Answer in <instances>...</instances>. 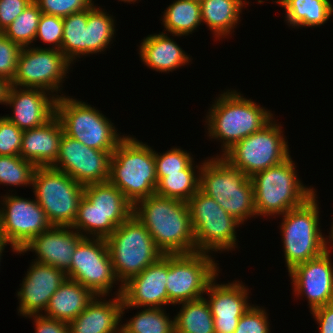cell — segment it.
Masks as SVG:
<instances>
[{
    "instance_id": "1",
    "label": "cell",
    "mask_w": 333,
    "mask_h": 333,
    "mask_svg": "<svg viewBox=\"0 0 333 333\" xmlns=\"http://www.w3.org/2000/svg\"><path fill=\"white\" fill-rule=\"evenodd\" d=\"M133 215L163 254L197 252L187 202L155 194L135 203Z\"/></svg>"
},
{
    "instance_id": "2",
    "label": "cell",
    "mask_w": 333,
    "mask_h": 333,
    "mask_svg": "<svg viewBox=\"0 0 333 333\" xmlns=\"http://www.w3.org/2000/svg\"><path fill=\"white\" fill-rule=\"evenodd\" d=\"M225 91L214 99L205 118L207 136L222 143V154L217 156H222L235 143L261 130L274 118L270 110L244 97L240 91Z\"/></svg>"
},
{
    "instance_id": "3",
    "label": "cell",
    "mask_w": 333,
    "mask_h": 333,
    "mask_svg": "<svg viewBox=\"0 0 333 333\" xmlns=\"http://www.w3.org/2000/svg\"><path fill=\"white\" fill-rule=\"evenodd\" d=\"M108 181L132 205L155 195L158 180L153 148L131 135L125 136L112 153Z\"/></svg>"
},
{
    "instance_id": "4",
    "label": "cell",
    "mask_w": 333,
    "mask_h": 333,
    "mask_svg": "<svg viewBox=\"0 0 333 333\" xmlns=\"http://www.w3.org/2000/svg\"><path fill=\"white\" fill-rule=\"evenodd\" d=\"M209 158L199 170V189L243 225L247 219L257 217L251 177L232 167L222 156Z\"/></svg>"
},
{
    "instance_id": "5",
    "label": "cell",
    "mask_w": 333,
    "mask_h": 333,
    "mask_svg": "<svg viewBox=\"0 0 333 333\" xmlns=\"http://www.w3.org/2000/svg\"><path fill=\"white\" fill-rule=\"evenodd\" d=\"M297 173L290 156L282 163L251 177L257 216L278 217L302 206L314 195V187L304 185Z\"/></svg>"
},
{
    "instance_id": "6",
    "label": "cell",
    "mask_w": 333,
    "mask_h": 333,
    "mask_svg": "<svg viewBox=\"0 0 333 333\" xmlns=\"http://www.w3.org/2000/svg\"><path fill=\"white\" fill-rule=\"evenodd\" d=\"M132 215L133 205L114 184H89L71 227L84 237L106 239Z\"/></svg>"
},
{
    "instance_id": "7",
    "label": "cell",
    "mask_w": 333,
    "mask_h": 333,
    "mask_svg": "<svg viewBox=\"0 0 333 333\" xmlns=\"http://www.w3.org/2000/svg\"><path fill=\"white\" fill-rule=\"evenodd\" d=\"M113 269L121 282L114 295H121L122 285L156 262L164 254L157 248L146 227L132 215L105 239Z\"/></svg>"
},
{
    "instance_id": "8",
    "label": "cell",
    "mask_w": 333,
    "mask_h": 333,
    "mask_svg": "<svg viewBox=\"0 0 333 333\" xmlns=\"http://www.w3.org/2000/svg\"><path fill=\"white\" fill-rule=\"evenodd\" d=\"M317 191L302 206L282 216L280 225L285 264L288 272L296 265L322 255L328 246L320 230Z\"/></svg>"
},
{
    "instance_id": "9",
    "label": "cell",
    "mask_w": 333,
    "mask_h": 333,
    "mask_svg": "<svg viewBox=\"0 0 333 333\" xmlns=\"http://www.w3.org/2000/svg\"><path fill=\"white\" fill-rule=\"evenodd\" d=\"M55 115L65 135L84 145L111 154L126 135H120L117 128L100 110L87 102L62 96L56 99Z\"/></svg>"
},
{
    "instance_id": "10",
    "label": "cell",
    "mask_w": 333,
    "mask_h": 333,
    "mask_svg": "<svg viewBox=\"0 0 333 333\" xmlns=\"http://www.w3.org/2000/svg\"><path fill=\"white\" fill-rule=\"evenodd\" d=\"M196 251L212 253L232 251L237 246L236 228L242 225L213 198L200 189L187 201Z\"/></svg>"
},
{
    "instance_id": "11",
    "label": "cell",
    "mask_w": 333,
    "mask_h": 333,
    "mask_svg": "<svg viewBox=\"0 0 333 333\" xmlns=\"http://www.w3.org/2000/svg\"><path fill=\"white\" fill-rule=\"evenodd\" d=\"M32 189L52 226L71 227L84 196V186L67 173L48 167H36Z\"/></svg>"
},
{
    "instance_id": "12",
    "label": "cell",
    "mask_w": 333,
    "mask_h": 333,
    "mask_svg": "<svg viewBox=\"0 0 333 333\" xmlns=\"http://www.w3.org/2000/svg\"><path fill=\"white\" fill-rule=\"evenodd\" d=\"M276 123L274 117L261 130L235 143L222 157L248 177L282 163L291 151L281 123Z\"/></svg>"
},
{
    "instance_id": "13",
    "label": "cell",
    "mask_w": 333,
    "mask_h": 333,
    "mask_svg": "<svg viewBox=\"0 0 333 333\" xmlns=\"http://www.w3.org/2000/svg\"><path fill=\"white\" fill-rule=\"evenodd\" d=\"M211 256L198 251L168 254L166 290L169 305L174 306L205 296L208 285L220 273L218 263Z\"/></svg>"
},
{
    "instance_id": "14",
    "label": "cell",
    "mask_w": 333,
    "mask_h": 333,
    "mask_svg": "<svg viewBox=\"0 0 333 333\" xmlns=\"http://www.w3.org/2000/svg\"><path fill=\"white\" fill-rule=\"evenodd\" d=\"M71 65L73 64L59 50L41 46L23 47L11 85L43 89L59 98Z\"/></svg>"
},
{
    "instance_id": "15",
    "label": "cell",
    "mask_w": 333,
    "mask_h": 333,
    "mask_svg": "<svg viewBox=\"0 0 333 333\" xmlns=\"http://www.w3.org/2000/svg\"><path fill=\"white\" fill-rule=\"evenodd\" d=\"M0 197V236L10 244L11 251L22 250L34 237L52 227L35 198L10 192Z\"/></svg>"
},
{
    "instance_id": "16",
    "label": "cell",
    "mask_w": 333,
    "mask_h": 333,
    "mask_svg": "<svg viewBox=\"0 0 333 333\" xmlns=\"http://www.w3.org/2000/svg\"><path fill=\"white\" fill-rule=\"evenodd\" d=\"M66 275L96 296H110L113 285L116 287L119 283L103 238L84 237L72 255L71 268Z\"/></svg>"
},
{
    "instance_id": "17",
    "label": "cell",
    "mask_w": 333,
    "mask_h": 333,
    "mask_svg": "<svg viewBox=\"0 0 333 333\" xmlns=\"http://www.w3.org/2000/svg\"><path fill=\"white\" fill-rule=\"evenodd\" d=\"M111 156L108 151L90 148L63 133L59 155L51 167L86 186L108 181Z\"/></svg>"
},
{
    "instance_id": "18",
    "label": "cell",
    "mask_w": 333,
    "mask_h": 333,
    "mask_svg": "<svg viewBox=\"0 0 333 333\" xmlns=\"http://www.w3.org/2000/svg\"><path fill=\"white\" fill-rule=\"evenodd\" d=\"M330 251L328 249L288 272L294 296L306 297L310 311L333 302V263Z\"/></svg>"
},
{
    "instance_id": "19",
    "label": "cell",
    "mask_w": 333,
    "mask_h": 333,
    "mask_svg": "<svg viewBox=\"0 0 333 333\" xmlns=\"http://www.w3.org/2000/svg\"><path fill=\"white\" fill-rule=\"evenodd\" d=\"M167 275L168 254H164L141 273L124 283L121 293L123 301L121 318L124 316L125 309L164 308L165 305H169L166 290Z\"/></svg>"
},
{
    "instance_id": "20",
    "label": "cell",
    "mask_w": 333,
    "mask_h": 333,
    "mask_svg": "<svg viewBox=\"0 0 333 333\" xmlns=\"http://www.w3.org/2000/svg\"><path fill=\"white\" fill-rule=\"evenodd\" d=\"M17 291L18 313L27 317L45 312L52 295L66 280L64 270L33 261Z\"/></svg>"
},
{
    "instance_id": "21",
    "label": "cell",
    "mask_w": 333,
    "mask_h": 333,
    "mask_svg": "<svg viewBox=\"0 0 333 333\" xmlns=\"http://www.w3.org/2000/svg\"><path fill=\"white\" fill-rule=\"evenodd\" d=\"M218 276L208 285L205 299L211 309L215 333H234L240 318L252 305L248 303L249 288L239 280L217 284Z\"/></svg>"
},
{
    "instance_id": "22",
    "label": "cell",
    "mask_w": 333,
    "mask_h": 333,
    "mask_svg": "<svg viewBox=\"0 0 333 333\" xmlns=\"http://www.w3.org/2000/svg\"><path fill=\"white\" fill-rule=\"evenodd\" d=\"M56 99L43 89L11 85L6 106L13 108V113L5 117L22 131L39 127L55 115Z\"/></svg>"
},
{
    "instance_id": "23",
    "label": "cell",
    "mask_w": 333,
    "mask_h": 333,
    "mask_svg": "<svg viewBox=\"0 0 333 333\" xmlns=\"http://www.w3.org/2000/svg\"><path fill=\"white\" fill-rule=\"evenodd\" d=\"M83 238L72 227L52 226L16 253L21 255L28 251L34 252L37 257L33 261L67 272L71 268L72 255Z\"/></svg>"
},
{
    "instance_id": "24",
    "label": "cell",
    "mask_w": 333,
    "mask_h": 333,
    "mask_svg": "<svg viewBox=\"0 0 333 333\" xmlns=\"http://www.w3.org/2000/svg\"><path fill=\"white\" fill-rule=\"evenodd\" d=\"M63 133L62 125L56 115L39 127L24 130L20 156L36 167L52 166L59 155Z\"/></svg>"
},
{
    "instance_id": "25",
    "label": "cell",
    "mask_w": 333,
    "mask_h": 333,
    "mask_svg": "<svg viewBox=\"0 0 333 333\" xmlns=\"http://www.w3.org/2000/svg\"><path fill=\"white\" fill-rule=\"evenodd\" d=\"M95 296L88 306L68 323L69 333H121V295L105 300ZM121 322V323H120Z\"/></svg>"
},
{
    "instance_id": "26",
    "label": "cell",
    "mask_w": 333,
    "mask_h": 333,
    "mask_svg": "<svg viewBox=\"0 0 333 333\" xmlns=\"http://www.w3.org/2000/svg\"><path fill=\"white\" fill-rule=\"evenodd\" d=\"M139 45L141 61L159 73L173 72L192 62L190 55L164 32L147 35Z\"/></svg>"
},
{
    "instance_id": "27",
    "label": "cell",
    "mask_w": 333,
    "mask_h": 333,
    "mask_svg": "<svg viewBox=\"0 0 333 333\" xmlns=\"http://www.w3.org/2000/svg\"><path fill=\"white\" fill-rule=\"evenodd\" d=\"M96 295L80 283L66 279L52 295L44 316L69 323Z\"/></svg>"
},
{
    "instance_id": "28",
    "label": "cell",
    "mask_w": 333,
    "mask_h": 333,
    "mask_svg": "<svg viewBox=\"0 0 333 333\" xmlns=\"http://www.w3.org/2000/svg\"><path fill=\"white\" fill-rule=\"evenodd\" d=\"M247 0H202L200 2L201 21L213 32L219 41L232 35L234 28L240 22V14ZM231 32V33H230Z\"/></svg>"
},
{
    "instance_id": "29",
    "label": "cell",
    "mask_w": 333,
    "mask_h": 333,
    "mask_svg": "<svg viewBox=\"0 0 333 333\" xmlns=\"http://www.w3.org/2000/svg\"><path fill=\"white\" fill-rule=\"evenodd\" d=\"M285 9L286 23L292 28L320 27L333 15L330 0H275Z\"/></svg>"
},
{
    "instance_id": "30",
    "label": "cell",
    "mask_w": 333,
    "mask_h": 333,
    "mask_svg": "<svg viewBox=\"0 0 333 333\" xmlns=\"http://www.w3.org/2000/svg\"><path fill=\"white\" fill-rule=\"evenodd\" d=\"M161 20L164 32L182 37L195 32L201 25L200 2L192 0H174L168 5Z\"/></svg>"
},
{
    "instance_id": "31",
    "label": "cell",
    "mask_w": 333,
    "mask_h": 333,
    "mask_svg": "<svg viewBox=\"0 0 333 333\" xmlns=\"http://www.w3.org/2000/svg\"><path fill=\"white\" fill-rule=\"evenodd\" d=\"M194 165L193 160L180 173H166V176L158 181L155 194L187 202L199 190L200 171L198 170L201 169L202 162Z\"/></svg>"
},
{
    "instance_id": "32",
    "label": "cell",
    "mask_w": 333,
    "mask_h": 333,
    "mask_svg": "<svg viewBox=\"0 0 333 333\" xmlns=\"http://www.w3.org/2000/svg\"><path fill=\"white\" fill-rule=\"evenodd\" d=\"M175 319V333H215L214 320L205 297L181 302Z\"/></svg>"
},
{
    "instance_id": "33",
    "label": "cell",
    "mask_w": 333,
    "mask_h": 333,
    "mask_svg": "<svg viewBox=\"0 0 333 333\" xmlns=\"http://www.w3.org/2000/svg\"><path fill=\"white\" fill-rule=\"evenodd\" d=\"M93 5L88 8L87 55L102 53L109 48L115 37V18L105 9ZM115 23V24H114ZM114 36V37H113Z\"/></svg>"
},
{
    "instance_id": "34",
    "label": "cell",
    "mask_w": 333,
    "mask_h": 333,
    "mask_svg": "<svg viewBox=\"0 0 333 333\" xmlns=\"http://www.w3.org/2000/svg\"><path fill=\"white\" fill-rule=\"evenodd\" d=\"M88 9L63 17L61 52L74 64L81 56H87Z\"/></svg>"
},
{
    "instance_id": "35",
    "label": "cell",
    "mask_w": 333,
    "mask_h": 333,
    "mask_svg": "<svg viewBox=\"0 0 333 333\" xmlns=\"http://www.w3.org/2000/svg\"><path fill=\"white\" fill-rule=\"evenodd\" d=\"M166 312L165 308L143 307L121 324V333H175V319Z\"/></svg>"
},
{
    "instance_id": "36",
    "label": "cell",
    "mask_w": 333,
    "mask_h": 333,
    "mask_svg": "<svg viewBox=\"0 0 333 333\" xmlns=\"http://www.w3.org/2000/svg\"><path fill=\"white\" fill-rule=\"evenodd\" d=\"M41 15L33 1L2 33L22 48L33 46Z\"/></svg>"
},
{
    "instance_id": "37",
    "label": "cell",
    "mask_w": 333,
    "mask_h": 333,
    "mask_svg": "<svg viewBox=\"0 0 333 333\" xmlns=\"http://www.w3.org/2000/svg\"><path fill=\"white\" fill-rule=\"evenodd\" d=\"M36 166L18 156H0V184L32 187Z\"/></svg>"
},
{
    "instance_id": "38",
    "label": "cell",
    "mask_w": 333,
    "mask_h": 333,
    "mask_svg": "<svg viewBox=\"0 0 333 333\" xmlns=\"http://www.w3.org/2000/svg\"><path fill=\"white\" fill-rule=\"evenodd\" d=\"M183 148L173 147L164 153H158L154 149L156 177L159 181L166 173H180L193 160V155ZM160 154V155H159Z\"/></svg>"
},
{
    "instance_id": "39",
    "label": "cell",
    "mask_w": 333,
    "mask_h": 333,
    "mask_svg": "<svg viewBox=\"0 0 333 333\" xmlns=\"http://www.w3.org/2000/svg\"><path fill=\"white\" fill-rule=\"evenodd\" d=\"M37 38L49 46L52 45L46 48L61 51L63 18L42 13L35 36V42L38 40Z\"/></svg>"
},
{
    "instance_id": "40",
    "label": "cell",
    "mask_w": 333,
    "mask_h": 333,
    "mask_svg": "<svg viewBox=\"0 0 333 333\" xmlns=\"http://www.w3.org/2000/svg\"><path fill=\"white\" fill-rule=\"evenodd\" d=\"M44 14L66 17L94 5L93 0H33Z\"/></svg>"
},
{
    "instance_id": "41",
    "label": "cell",
    "mask_w": 333,
    "mask_h": 333,
    "mask_svg": "<svg viewBox=\"0 0 333 333\" xmlns=\"http://www.w3.org/2000/svg\"><path fill=\"white\" fill-rule=\"evenodd\" d=\"M266 310L258 305H251L242 315L234 333H271Z\"/></svg>"
},
{
    "instance_id": "42",
    "label": "cell",
    "mask_w": 333,
    "mask_h": 333,
    "mask_svg": "<svg viewBox=\"0 0 333 333\" xmlns=\"http://www.w3.org/2000/svg\"><path fill=\"white\" fill-rule=\"evenodd\" d=\"M22 47L0 32V77L12 82Z\"/></svg>"
},
{
    "instance_id": "43",
    "label": "cell",
    "mask_w": 333,
    "mask_h": 333,
    "mask_svg": "<svg viewBox=\"0 0 333 333\" xmlns=\"http://www.w3.org/2000/svg\"><path fill=\"white\" fill-rule=\"evenodd\" d=\"M23 131L5 116L0 118V156L20 155Z\"/></svg>"
},
{
    "instance_id": "44",
    "label": "cell",
    "mask_w": 333,
    "mask_h": 333,
    "mask_svg": "<svg viewBox=\"0 0 333 333\" xmlns=\"http://www.w3.org/2000/svg\"><path fill=\"white\" fill-rule=\"evenodd\" d=\"M33 0H0V32L4 31Z\"/></svg>"
},
{
    "instance_id": "45",
    "label": "cell",
    "mask_w": 333,
    "mask_h": 333,
    "mask_svg": "<svg viewBox=\"0 0 333 333\" xmlns=\"http://www.w3.org/2000/svg\"><path fill=\"white\" fill-rule=\"evenodd\" d=\"M27 317L34 320L35 333H69L68 323L64 321L49 318L43 314Z\"/></svg>"
},
{
    "instance_id": "46",
    "label": "cell",
    "mask_w": 333,
    "mask_h": 333,
    "mask_svg": "<svg viewBox=\"0 0 333 333\" xmlns=\"http://www.w3.org/2000/svg\"><path fill=\"white\" fill-rule=\"evenodd\" d=\"M319 333H333V302L311 311Z\"/></svg>"
},
{
    "instance_id": "47",
    "label": "cell",
    "mask_w": 333,
    "mask_h": 333,
    "mask_svg": "<svg viewBox=\"0 0 333 333\" xmlns=\"http://www.w3.org/2000/svg\"><path fill=\"white\" fill-rule=\"evenodd\" d=\"M11 86V82L7 79L0 77V104L5 105L7 100V95L9 88Z\"/></svg>"
},
{
    "instance_id": "48",
    "label": "cell",
    "mask_w": 333,
    "mask_h": 333,
    "mask_svg": "<svg viewBox=\"0 0 333 333\" xmlns=\"http://www.w3.org/2000/svg\"><path fill=\"white\" fill-rule=\"evenodd\" d=\"M333 219V218H332ZM332 225H331V230H330V232H329V236H326L325 235V240H326V243H327V246H328V248L329 249H331L333 246H331V245H333V221H332V223H331ZM328 239V240H327ZM332 243V244H331Z\"/></svg>"
},
{
    "instance_id": "49",
    "label": "cell",
    "mask_w": 333,
    "mask_h": 333,
    "mask_svg": "<svg viewBox=\"0 0 333 333\" xmlns=\"http://www.w3.org/2000/svg\"><path fill=\"white\" fill-rule=\"evenodd\" d=\"M8 245H10V244L6 240H3L0 236V262H1L2 255H4L2 253L5 249V246H8Z\"/></svg>"
},
{
    "instance_id": "50",
    "label": "cell",
    "mask_w": 333,
    "mask_h": 333,
    "mask_svg": "<svg viewBox=\"0 0 333 333\" xmlns=\"http://www.w3.org/2000/svg\"><path fill=\"white\" fill-rule=\"evenodd\" d=\"M119 1H121V2H126V3H129V4H134V2H136L137 0H119Z\"/></svg>"
}]
</instances>
